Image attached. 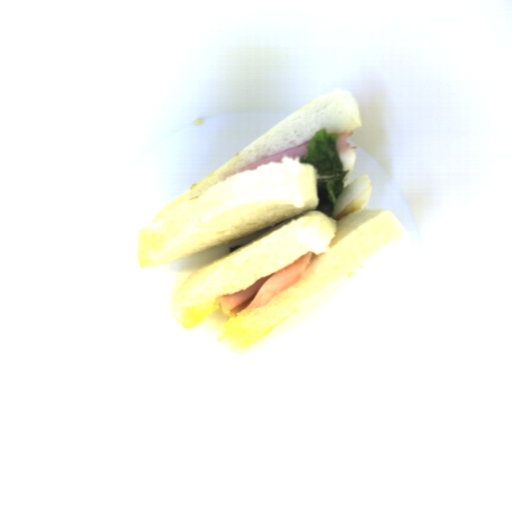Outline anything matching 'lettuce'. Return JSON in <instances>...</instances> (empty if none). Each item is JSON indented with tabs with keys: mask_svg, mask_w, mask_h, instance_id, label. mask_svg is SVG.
<instances>
[{
	"mask_svg": "<svg viewBox=\"0 0 512 512\" xmlns=\"http://www.w3.org/2000/svg\"><path fill=\"white\" fill-rule=\"evenodd\" d=\"M339 134L328 133L326 127L316 131L307 143L306 157L301 156L300 163L312 164L318 170L317 175L332 176L317 180L319 203L315 210L327 218H334V203L344 190V180L349 170L344 165L336 147Z\"/></svg>",
	"mask_w": 512,
	"mask_h": 512,
	"instance_id": "lettuce-1",
	"label": "lettuce"
},
{
	"mask_svg": "<svg viewBox=\"0 0 512 512\" xmlns=\"http://www.w3.org/2000/svg\"><path fill=\"white\" fill-rule=\"evenodd\" d=\"M240 247H242V246L241 245H234L232 247H229V253L234 251V250H236V249H238V248H240Z\"/></svg>",
	"mask_w": 512,
	"mask_h": 512,
	"instance_id": "lettuce-2",
	"label": "lettuce"
}]
</instances>
